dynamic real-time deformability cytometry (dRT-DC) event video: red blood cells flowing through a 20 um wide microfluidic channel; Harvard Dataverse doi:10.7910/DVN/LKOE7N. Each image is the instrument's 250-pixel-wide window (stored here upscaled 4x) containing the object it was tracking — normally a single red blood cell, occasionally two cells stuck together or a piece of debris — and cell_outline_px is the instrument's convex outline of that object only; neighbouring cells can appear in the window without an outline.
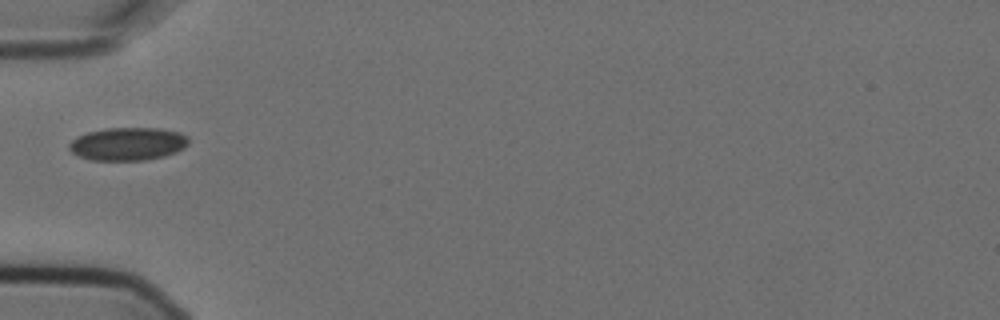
{"species": "Egyptian fruit bat (a non-hibernating species)", "species_latin": "Rousettus aegyptiacus", "temperature_condition": "cold", "stored_images_in_passage": 1, "camera_frame_rate_fps": 3000, "um_per_image_px": 0.085, "animal": {"sex": "female"}, "frame": {"image": 1, "passage_image": 1, "time_ms": 0.0, "image_size_px": [1000, 320], "cell_outline_px": [[188, 144], [184, 148], [176, 152], [164, 156], [144, 160], [92, 160], [80, 156], [72, 152], [68, 148], [68, 144], [76, 136], [88, 132], [104, 128], [160, 128], [180, 132], [188, 136]], "centroid_in_image_um": [10.87, 12.22], "position_along_channel_um": 74.1, "area_um2": 23.06}}